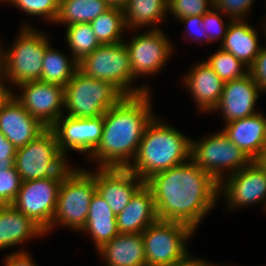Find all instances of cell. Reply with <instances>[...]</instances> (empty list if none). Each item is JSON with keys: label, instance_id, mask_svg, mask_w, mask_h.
Listing matches in <instances>:
<instances>
[{"label": "cell", "instance_id": "cell-34", "mask_svg": "<svg viewBox=\"0 0 266 266\" xmlns=\"http://www.w3.org/2000/svg\"><path fill=\"white\" fill-rule=\"evenodd\" d=\"M22 179L15 166L0 170V205H12L21 188Z\"/></svg>", "mask_w": 266, "mask_h": 266}, {"label": "cell", "instance_id": "cell-38", "mask_svg": "<svg viewBox=\"0 0 266 266\" xmlns=\"http://www.w3.org/2000/svg\"><path fill=\"white\" fill-rule=\"evenodd\" d=\"M249 74L260 86L262 92L266 93V47H261L258 56L249 67Z\"/></svg>", "mask_w": 266, "mask_h": 266}, {"label": "cell", "instance_id": "cell-41", "mask_svg": "<svg viewBox=\"0 0 266 266\" xmlns=\"http://www.w3.org/2000/svg\"><path fill=\"white\" fill-rule=\"evenodd\" d=\"M17 148L0 132V155L15 156Z\"/></svg>", "mask_w": 266, "mask_h": 266}, {"label": "cell", "instance_id": "cell-12", "mask_svg": "<svg viewBox=\"0 0 266 266\" xmlns=\"http://www.w3.org/2000/svg\"><path fill=\"white\" fill-rule=\"evenodd\" d=\"M147 31V32H146ZM124 42L130 56L133 78L158 73L173 53V45L161 29H148Z\"/></svg>", "mask_w": 266, "mask_h": 266}, {"label": "cell", "instance_id": "cell-20", "mask_svg": "<svg viewBox=\"0 0 266 266\" xmlns=\"http://www.w3.org/2000/svg\"><path fill=\"white\" fill-rule=\"evenodd\" d=\"M223 131L252 161L266 147V117L261 112L226 123Z\"/></svg>", "mask_w": 266, "mask_h": 266}, {"label": "cell", "instance_id": "cell-6", "mask_svg": "<svg viewBox=\"0 0 266 266\" xmlns=\"http://www.w3.org/2000/svg\"><path fill=\"white\" fill-rule=\"evenodd\" d=\"M123 97L110 82L88 77L77 70L65 86L64 114L71 118L99 117Z\"/></svg>", "mask_w": 266, "mask_h": 266}, {"label": "cell", "instance_id": "cell-3", "mask_svg": "<svg viewBox=\"0 0 266 266\" xmlns=\"http://www.w3.org/2000/svg\"><path fill=\"white\" fill-rule=\"evenodd\" d=\"M161 121L155 116L147 125L137 154L128 167L144 182L155 173L190 160L191 138Z\"/></svg>", "mask_w": 266, "mask_h": 266}, {"label": "cell", "instance_id": "cell-9", "mask_svg": "<svg viewBox=\"0 0 266 266\" xmlns=\"http://www.w3.org/2000/svg\"><path fill=\"white\" fill-rule=\"evenodd\" d=\"M190 159L218 184L224 180V176L227 177L252 162L239 147L229 140L223 130L212 136H204L200 141L191 139Z\"/></svg>", "mask_w": 266, "mask_h": 266}, {"label": "cell", "instance_id": "cell-2", "mask_svg": "<svg viewBox=\"0 0 266 266\" xmlns=\"http://www.w3.org/2000/svg\"><path fill=\"white\" fill-rule=\"evenodd\" d=\"M151 93L124 96L105 112L102 137L92 154L87 157L90 161H98L99 168L130 166L147 125L156 116L150 104Z\"/></svg>", "mask_w": 266, "mask_h": 266}, {"label": "cell", "instance_id": "cell-40", "mask_svg": "<svg viewBox=\"0 0 266 266\" xmlns=\"http://www.w3.org/2000/svg\"><path fill=\"white\" fill-rule=\"evenodd\" d=\"M168 266H219L215 265L213 262H208L205 259H199V258H194L191 257L189 252L182 257L180 260L168 265Z\"/></svg>", "mask_w": 266, "mask_h": 266}, {"label": "cell", "instance_id": "cell-26", "mask_svg": "<svg viewBox=\"0 0 266 266\" xmlns=\"http://www.w3.org/2000/svg\"><path fill=\"white\" fill-rule=\"evenodd\" d=\"M167 4L168 0H128L123 8L126 28L137 31L142 26H152L151 29H160L157 24L166 19Z\"/></svg>", "mask_w": 266, "mask_h": 266}, {"label": "cell", "instance_id": "cell-7", "mask_svg": "<svg viewBox=\"0 0 266 266\" xmlns=\"http://www.w3.org/2000/svg\"><path fill=\"white\" fill-rule=\"evenodd\" d=\"M33 28L24 24L13 45L5 49V79L12 89L41 79L43 57L50 42L47 34Z\"/></svg>", "mask_w": 266, "mask_h": 266}, {"label": "cell", "instance_id": "cell-11", "mask_svg": "<svg viewBox=\"0 0 266 266\" xmlns=\"http://www.w3.org/2000/svg\"><path fill=\"white\" fill-rule=\"evenodd\" d=\"M63 177L55 176L22 181L21 188L12 205L46 232L52 224Z\"/></svg>", "mask_w": 266, "mask_h": 266}, {"label": "cell", "instance_id": "cell-37", "mask_svg": "<svg viewBox=\"0 0 266 266\" xmlns=\"http://www.w3.org/2000/svg\"><path fill=\"white\" fill-rule=\"evenodd\" d=\"M178 21L184 24L185 30H187L186 32L188 35H191L194 42L196 40L201 41L202 43L205 41V43L210 42L209 36L206 34L204 29L203 15L183 17L178 19Z\"/></svg>", "mask_w": 266, "mask_h": 266}, {"label": "cell", "instance_id": "cell-43", "mask_svg": "<svg viewBox=\"0 0 266 266\" xmlns=\"http://www.w3.org/2000/svg\"><path fill=\"white\" fill-rule=\"evenodd\" d=\"M15 156L0 155V170L12 168Z\"/></svg>", "mask_w": 266, "mask_h": 266}, {"label": "cell", "instance_id": "cell-33", "mask_svg": "<svg viewBox=\"0 0 266 266\" xmlns=\"http://www.w3.org/2000/svg\"><path fill=\"white\" fill-rule=\"evenodd\" d=\"M214 7V0H168L167 13L181 19L188 16H200Z\"/></svg>", "mask_w": 266, "mask_h": 266}, {"label": "cell", "instance_id": "cell-18", "mask_svg": "<svg viewBox=\"0 0 266 266\" xmlns=\"http://www.w3.org/2000/svg\"><path fill=\"white\" fill-rule=\"evenodd\" d=\"M46 129L24 109L14 95L0 109V132L17 149L36 139Z\"/></svg>", "mask_w": 266, "mask_h": 266}, {"label": "cell", "instance_id": "cell-45", "mask_svg": "<svg viewBox=\"0 0 266 266\" xmlns=\"http://www.w3.org/2000/svg\"><path fill=\"white\" fill-rule=\"evenodd\" d=\"M266 172V147L260 152L259 156L254 160Z\"/></svg>", "mask_w": 266, "mask_h": 266}, {"label": "cell", "instance_id": "cell-4", "mask_svg": "<svg viewBox=\"0 0 266 266\" xmlns=\"http://www.w3.org/2000/svg\"><path fill=\"white\" fill-rule=\"evenodd\" d=\"M78 70L84 75L110 82L124 96L148 93V85L133 86L129 51L124 42L101 44L90 55L78 62Z\"/></svg>", "mask_w": 266, "mask_h": 266}, {"label": "cell", "instance_id": "cell-5", "mask_svg": "<svg viewBox=\"0 0 266 266\" xmlns=\"http://www.w3.org/2000/svg\"><path fill=\"white\" fill-rule=\"evenodd\" d=\"M96 192L95 172L80 167L71 168L63 177L52 224L45 234L58 225L80 232L85 226Z\"/></svg>", "mask_w": 266, "mask_h": 266}, {"label": "cell", "instance_id": "cell-31", "mask_svg": "<svg viewBox=\"0 0 266 266\" xmlns=\"http://www.w3.org/2000/svg\"><path fill=\"white\" fill-rule=\"evenodd\" d=\"M205 62L215 71L222 81L229 82L244 77L249 68L238 60L233 54L218 49Z\"/></svg>", "mask_w": 266, "mask_h": 266}, {"label": "cell", "instance_id": "cell-46", "mask_svg": "<svg viewBox=\"0 0 266 266\" xmlns=\"http://www.w3.org/2000/svg\"><path fill=\"white\" fill-rule=\"evenodd\" d=\"M110 7L123 9L128 0H104Z\"/></svg>", "mask_w": 266, "mask_h": 266}, {"label": "cell", "instance_id": "cell-16", "mask_svg": "<svg viewBox=\"0 0 266 266\" xmlns=\"http://www.w3.org/2000/svg\"><path fill=\"white\" fill-rule=\"evenodd\" d=\"M96 191L107 201L115 215L121 213L131 197L145 183L128 168H98Z\"/></svg>", "mask_w": 266, "mask_h": 266}, {"label": "cell", "instance_id": "cell-25", "mask_svg": "<svg viewBox=\"0 0 266 266\" xmlns=\"http://www.w3.org/2000/svg\"><path fill=\"white\" fill-rule=\"evenodd\" d=\"M81 231L90 233L97 249L119 234L116 215L98 192L92 197L89 214Z\"/></svg>", "mask_w": 266, "mask_h": 266}, {"label": "cell", "instance_id": "cell-29", "mask_svg": "<svg viewBox=\"0 0 266 266\" xmlns=\"http://www.w3.org/2000/svg\"><path fill=\"white\" fill-rule=\"evenodd\" d=\"M96 39L100 44H117L124 42L125 25L123 9L110 7L90 22Z\"/></svg>", "mask_w": 266, "mask_h": 266}, {"label": "cell", "instance_id": "cell-15", "mask_svg": "<svg viewBox=\"0 0 266 266\" xmlns=\"http://www.w3.org/2000/svg\"><path fill=\"white\" fill-rule=\"evenodd\" d=\"M103 126V115L95 118H71L64 114L51 129L55 132L59 149L66 158L70 150L89 157L100 143Z\"/></svg>", "mask_w": 266, "mask_h": 266}, {"label": "cell", "instance_id": "cell-39", "mask_svg": "<svg viewBox=\"0 0 266 266\" xmlns=\"http://www.w3.org/2000/svg\"><path fill=\"white\" fill-rule=\"evenodd\" d=\"M4 266H37L36 262H34V259H32V256L28 251L25 250H18L16 252L10 254H7L6 257H4Z\"/></svg>", "mask_w": 266, "mask_h": 266}, {"label": "cell", "instance_id": "cell-36", "mask_svg": "<svg viewBox=\"0 0 266 266\" xmlns=\"http://www.w3.org/2000/svg\"><path fill=\"white\" fill-rule=\"evenodd\" d=\"M254 0H214V8L232 20H245Z\"/></svg>", "mask_w": 266, "mask_h": 266}, {"label": "cell", "instance_id": "cell-47", "mask_svg": "<svg viewBox=\"0 0 266 266\" xmlns=\"http://www.w3.org/2000/svg\"><path fill=\"white\" fill-rule=\"evenodd\" d=\"M266 21V20H265ZM265 21H263L264 22V24L262 25L264 28H263V30H264V32L266 33V22Z\"/></svg>", "mask_w": 266, "mask_h": 266}, {"label": "cell", "instance_id": "cell-13", "mask_svg": "<svg viewBox=\"0 0 266 266\" xmlns=\"http://www.w3.org/2000/svg\"><path fill=\"white\" fill-rule=\"evenodd\" d=\"M221 194L228 203L226 210L256 203H264L266 210V172L252 161L248 166L224 178L219 184V198Z\"/></svg>", "mask_w": 266, "mask_h": 266}, {"label": "cell", "instance_id": "cell-8", "mask_svg": "<svg viewBox=\"0 0 266 266\" xmlns=\"http://www.w3.org/2000/svg\"><path fill=\"white\" fill-rule=\"evenodd\" d=\"M60 151L57 137L47 128L36 139L18 148L14 166L22 181L64 176L72 167Z\"/></svg>", "mask_w": 266, "mask_h": 266}, {"label": "cell", "instance_id": "cell-30", "mask_svg": "<svg viewBox=\"0 0 266 266\" xmlns=\"http://www.w3.org/2000/svg\"><path fill=\"white\" fill-rule=\"evenodd\" d=\"M65 27H67L66 42L70 47L72 57L77 62L90 55L101 45L96 39L90 23H76Z\"/></svg>", "mask_w": 266, "mask_h": 266}, {"label": "cell", "instance_id": "cell-10", "mask_svg": "<svg viewBox=\"0 0 266 266\" xmlns=\"http://www.w3.org/2000/svg\"><path fill=\"white\" fill-rule=\"evenodd\" d=\"M194 230L186 224L157 220L143 232L147 266H168L188 253L187 239Z\"/></svg>", "mask_w": 266, "mask_h": 266}, {"label": "cell", "instance_id": "cell-42", "mask_svg": "<svg viewBox=\"0 0 266 266\" xmlns=\"http://www.w3.org/2000/svg\"><path fill=\"white\" fill-rule=\"evenodd\" d=\"M6 82H7L6 79H0V109L14 94L13 93L14 90L12 88L10 89L8 85H5Z\"/></svg>", "mask_w": 266, "mask_h": 266}, {"label": "cell", "instance_id": "cell-27", "mask_svg": "<svg viewBox=\"0 0 266 266\" xmlns=\"http://www.w3.org/2000/svg\"><path fill=\"white\" fill-rule=\"evenodd\" d=\"M110 8L104 0H59V12L55 23L72 25L90 23Z\"/></svg>", "mask_w": 266, "mask_h": 266}, {"label": "cell", "instance_id": "cell-23", "mask_svg": "<svg viewBox=\"0 0 266 266\" xmlns=\"http://www.w3.org/2000/svg\"><path fill=\"white\" fill-rule=\"evenodd\" d=\"M96 251L105 266H147L142 233H119Z\"/></svg>", "mask_w": 266, "mask_h": 266}, {"label": "cell", "instance_id": "cell-17", "mask_svg": "<svg viewBox=\"0 0 266 266\" xmlns=\"http://www.w3.org/2000/svg\"><path fill=\"white\" fill-rule=\"evenodd\" d=\"M260 93V86L249 73L225 82L220 101L211 113L221 111L225 123L253 116L258 113L255 107Z\"/></svg>", "mask_w": 266, "mask_h": 266}, {"label": "cell", "instance_id": "cell-35", "mask_svg": "<svg viewBox=\"0 0 266 266\" xmlns=\"http://www.w3.org/2000/svg\"><path fill=\"white\" fill-rule=\"evenodd\" d=\"M220 15L224 14L213 7L209 12L203 15V23L210 42L214 43L215 40H220V44H222L232 19L229 18V23L227 22V24H225L226 22L223 21V18Z\"/></svg>", "mask_w": 266, "mask_h": 266}, {"label": "cell", "instance_id": "cell-32", "mask_svg": "<svg viewBox=\"0 0 266 266\" xmlns=\"http://www.w3.org/2000/svg\"><path fill=\"white\" fill-rule=\"evenodd\" d=\"M11 3L26 15L44 17L46 22L54 23L59 12V0H4Z\"/></svg>", "mask_w": 266, "mask_h": 266}, {"label": "cell", "instance_id": "cell-28", "mask_svg": "<svg viewBox=\"0 0 266 266\" xmlns=\"http://www.w3.org/2000/svg\"><path fill=\"white\" fill-rule=\"evenodd\" d=\"M51 46L46 48L39 81L65 87L78 70V62L72 56L69 58Z\"/></svg>", "mask_w": 266, "mask_h": 266}, {"label": "cell", "instance_id": "cell-19", "mask_svg": "<svg viewBox=\"0 0 266 266\" xmlns=\"http://www.w3.org/2000/svg\"><path fill=\"white\" fill-rule=\"evenodd\" d=\"M185 87L190 91L192 100L199 111L211 113L218 105L223 92L224 82L205 62L196 63L183 77Z\"/></svg>", "mask_w": 266, "mask_h": 266}, {"label": "cell", "instance_id": "cell-24", "mask_svg": "<svg viewBox=\"0 0 266 266\" xmlns=\"http://www.w3.org/2000/svg\"><path fill=\"white\" fill-rule=\"evenodd\" d=\"M255 29L245 20H232L220 48L233 54L249 68L262 47Z\"/></svg>", "mask_w": 266, "mask_h": 266}, {"label": "cell", "instance_id": "cell-21", "mask_svg": "<svg viewBox=\"0 0 266 266\" xmlns=\"http://www.w3.org/2000/svg\"><path fill=\"white\" fill-rule=\"evenodd\" d=\"M158 220L151 189L144 183L131 197L125 209L116 215L119 233H142Z\"/></svg>", "mask_w": 266, "mask_h": 266}, {"label": "cell", "instance_id": "cell-44", "mask_svg": "<svg viewBox=\"0 0 266 266\" xmlns=\"http://www.w3.org/2000/svg\"><path fill=\"white\" fill-rule=\"evenodd\" d=\"M5 48L0 43V79H5Z\"/></svg>", "mask_w": 266, "mask_h": 266}, {"label": "cell", "instance_id": "cell-14", "mask_svg": "<svg viewBox=\"0 0 266 266\" xmlns=\"http://www.w3.org/2000/svg\"><path fill=\"white\" fill-rule=\"evenodd\" d=\"M20 95L13 94L24 109L44 126L51 128L64 115L65 87L42 81L22 83Z\"/></svg>", "mask_w": 266, "mask_h": 266}, {"label": "cell", "instance_id": "cell-1", "mask_svg": "<svg viewBox=\"0 0 266 266\" xmlns=\"http://www.w3.org/2000/svg\"><path fill=\"white\" fill-rule=\"evenodd\" d=\"M145 184L152 191L158 220L183 223L194 231L219 197V184L191 159L155 173Z\"/></svg>", "mask_w": 266, "mask_h": 266}, {"label": "cell", "instance_id": "cell-22", "mask_svg": "<svg viewBox=\"0 0 266 266\" xmlns=\"http://www.w3.org/2000/svg\"><path fill=\"white\" fill-rule=\"evenodd\" d=\"M43 235L45 231L13 205H0V250Z\"/></svg>", "mask_w": 266, "mask_h": 266}]
</instances>
